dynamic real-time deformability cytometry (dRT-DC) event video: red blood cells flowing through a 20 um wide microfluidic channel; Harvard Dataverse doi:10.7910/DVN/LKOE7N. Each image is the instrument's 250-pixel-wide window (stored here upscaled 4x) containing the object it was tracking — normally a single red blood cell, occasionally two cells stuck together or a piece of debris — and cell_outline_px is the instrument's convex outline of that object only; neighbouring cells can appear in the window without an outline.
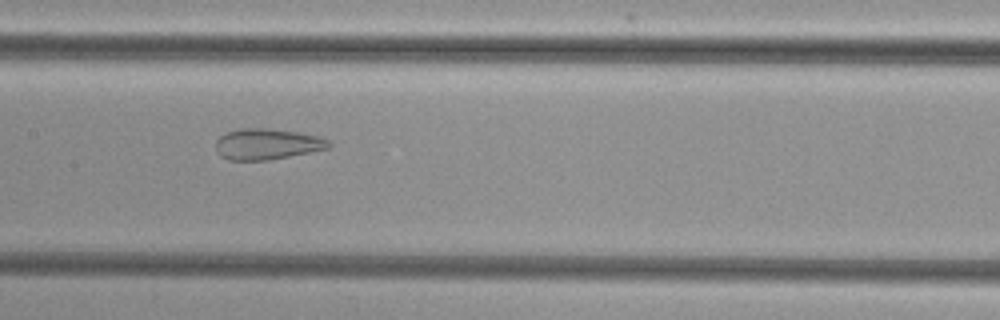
{"species": "common noctule bat (a hibernating species)", "species_latin": "Nyctalus noctula", "temperature_condition": "cold", "stored_images_in_passage": 48, "camera_frame_rate_fps": 3000, "um_per_image_px": 0.085, "animal": {"sex": "female", "body_mass_g": 29.2, "forearm_length_mm": 56.3}, "frame": {"image": 1, "passage_image": 26, "time_ms": 8.333, "image_size_px": [1000, 320], "cell_outline_px": [[332, 144], [328, 148], [268, 160], [228, 160], [220, 156], [216, 152], [216, 140], [220, 136], [228, 132], [240, 128], [268, 128], [296, 132], [316, 136], [328, 140]], "centroid_in_image_um": [22.65, 12.25], "position_along_channel_um": 184.8, "area_um2": 20.17}}
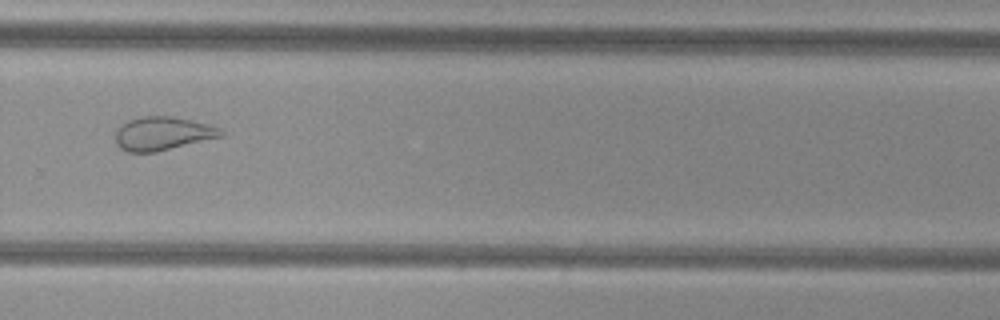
{"frame": {"image": 2, "passage_image": 36, "time_ms": 11.667, "image_size_px": [1000, 320], "cell_outline_px": [[224, 136], [156, 152], [128, 152], [120, 148], [116, 144], [116, 128], [120, 124], [128, 120], [140, 116], [172, 116], [192, 120], [208, 124], [220, 128], [224, 132]], "centroid_in_image_um": [13.81, 11.34], "position_along_channel_um": 316.0, "area_um2": 20.81}}
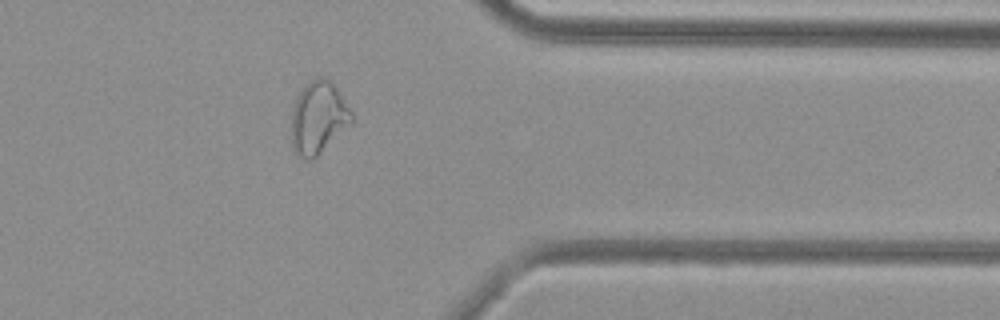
{"frame": {"image": 3, "passage_image": 42, "time_ms": 13.667, "image_size_px": [1000, 320], "cell_outline_px": [[352, 120], [312, 160], [304, 160], [292, 152], [292, 104], [296, 96], [304, 84], [316, 76], [328, 76], [332, 80], [352, 112]], "centroid_in_image_um": [27.0, 9.94], "position_along_channel_um": 384.4, "area_um2": 25.49}}